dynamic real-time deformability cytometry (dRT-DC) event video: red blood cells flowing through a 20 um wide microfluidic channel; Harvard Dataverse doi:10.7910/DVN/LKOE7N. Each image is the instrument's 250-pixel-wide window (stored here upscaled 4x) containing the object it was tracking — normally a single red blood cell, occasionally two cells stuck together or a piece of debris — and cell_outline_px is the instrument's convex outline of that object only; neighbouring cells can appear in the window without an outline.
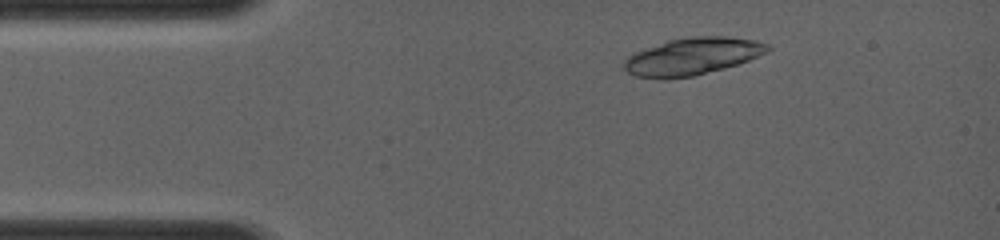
{"species": "common noctule bat (a hibernating species)", "species_latin": "Nyctalus noctula", "temperature_condition": "room temperature", "stored_images_in_passage": 11, "camera_frame_rate_fps": 4000, "um_per_image_px": 0.085, "animal": {"sex": "female", "body_mass_g": 19.0, "forearm_length_mm": 56.7}, "frame": {"image": 1, "passage_image": 7, "time_ms": 1.5, "image_size_px": [1000, 240], "cell_outline_px": [[772, 48], [768, 52], [748, 60], [724, 68], [692, 76], [664, 80], [636, 76], [628, 72], [624, 68], [624, 60], [632, 52], [668, 40], [692, 36], [728, 36], [756, 40], [768, 44]], "centroid_in_image_um": [58.83, 4.79], "position_along_channel_um": 26.2, "area_um2": 31.33}}